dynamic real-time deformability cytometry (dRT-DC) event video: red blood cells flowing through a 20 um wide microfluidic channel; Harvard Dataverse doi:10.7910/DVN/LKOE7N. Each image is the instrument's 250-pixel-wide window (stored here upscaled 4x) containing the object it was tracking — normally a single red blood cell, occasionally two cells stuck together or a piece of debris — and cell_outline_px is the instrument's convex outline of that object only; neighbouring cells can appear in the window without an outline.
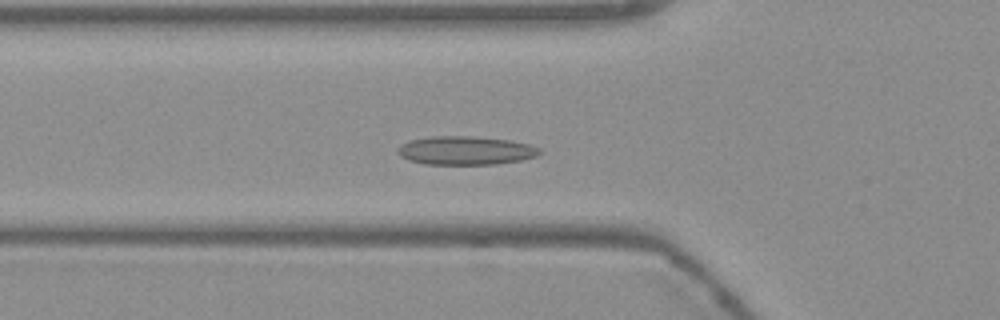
{"species": "Egyptian fruit bat (a non-hibernating species)", "species_latin": "Rousettus aegyptiacus", "temperature_condition": "warm", "stored_images_in_passage": 55, "camera_frame_rate_fps": 3000, "um_per_image_px": 0.085, "frame": {"image": 1, "passage_image": 19, "time_ms": 6.0, "image_size_px": [1000, 320], "cell_outline_px": [[544, 152], [536, 156], [520, 160], [496, 164], [424, 164], [408, 160], [400, 156], [396, 152], [396, 148], [400, 144], [408, 140], [432, 136], [472, 136], [512, 140], [528, 144], [540, 148]], "centroid_in_image_um": [39.55, 12.78], "position_along_channel_um": 86.3, "area_um2": 23.93}}
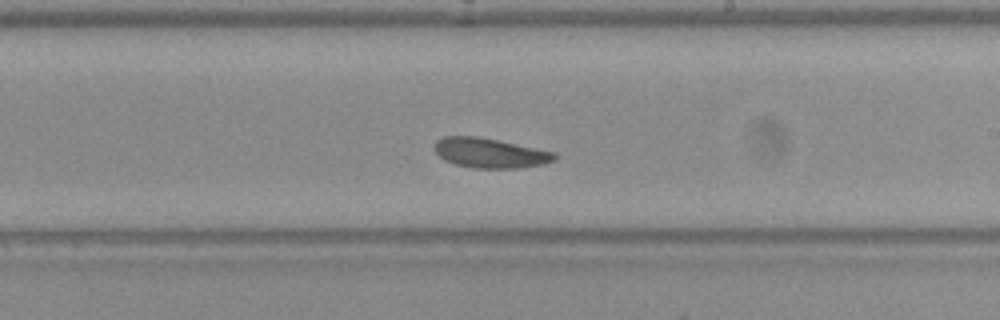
{"frame": {"image": 2, "passage_image": 32, "time_ms": 10.333, "image_size_px": [1000, 320], "cell_outline_px": [[556, 160], [544, 164], [520, 168], [472, 168], [456, 164], [444, 160], [436, 152], [436, 140], [444, 136], [476, 136], [556, 152]], "centroid_in_image_um": [41.67, 13.01], "position_along_channel_um": 247.3, "area_um2": 20.69}}
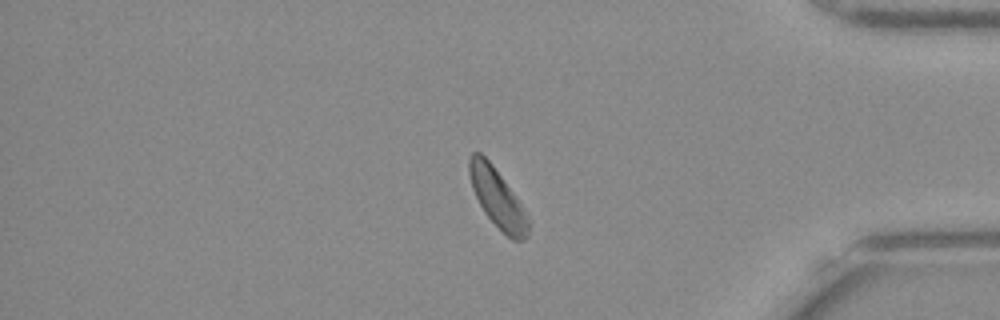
{"frame": {"image": 3, "passage_image": 46, "time_ms": 15.0, "image_size_px": [1000, 320], "cell_outline_px": [[528, 236], [524, 240], [512, 240], [484, 212], [472, 188], [468, 172], [468, 156], [472, 152], [480, 152], [492, 164], [512, 192], [528, 216]], "centroid_in_image_um": [42.25, 16.81], "position_along_channel_um": 393.0, "area_um2": 19.71}, "authors_computed_cell_mechanics": {"area_um2": 21.5016, "velocity_mm_per_s": 3.7128, "shape_relaxation_time_tau1_ms": 5.2712, "shape_relaxation_time_tau2_ms": null, "deformation_change_tau1": 0.0836, "deformation_change_tau2": null}}